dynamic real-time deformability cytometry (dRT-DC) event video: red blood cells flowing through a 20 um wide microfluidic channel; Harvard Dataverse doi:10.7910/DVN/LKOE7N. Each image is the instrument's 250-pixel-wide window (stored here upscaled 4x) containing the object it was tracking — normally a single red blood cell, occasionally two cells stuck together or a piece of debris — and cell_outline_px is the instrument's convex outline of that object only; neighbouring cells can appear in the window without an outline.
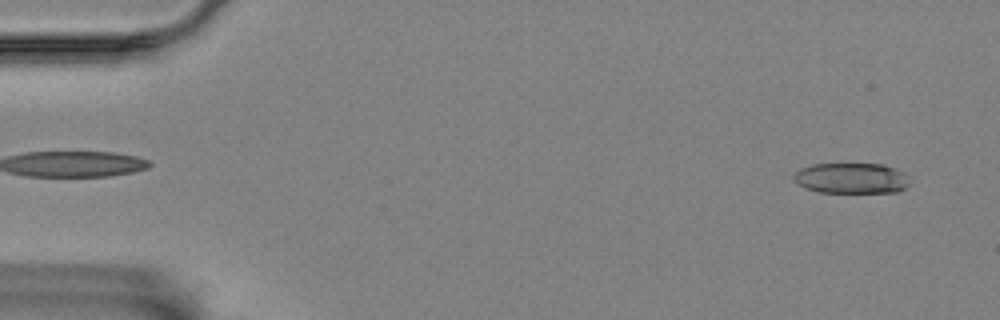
{"species": "Egyptian fruit bat (a non-hibernating species)", "species_latin": "Rousettus aegyptiacus", "temperature_condition": "room temperature", "stored_images_in_passage": 56, "camera_frame_rate_fps": 3000, "um_per_image_px": 0.085, "animal": {"sex": "female"}, "frame": {"image": 1, "passage_image": 3, "time_ms": 0.667, "image_size_px": [1000, 320], "cell_outline_px": [[908, 184], [904, 188], [896, 192], [820, 192], [804, 188], [792, 176], [800, 168], [812, 164], [884, 164], [904, 172]], "centroid_in_image_um": [72.35, 15.14], "position_along_channel_um": 12.7, "area_um2": 20.46}}
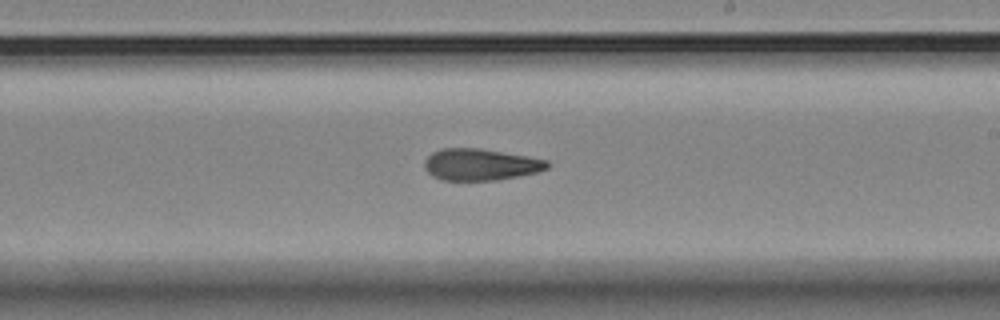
{"frame": {"image": 2, "passage_image": 33, "time_ms": 10.667, "image_size_px": [1000, 320], "cell_outline_px": [[552, 164], [548, 168], [536, 172], [520, 176], [496, 180], [440, 180], [432, 176], [424, 168], [424, 160], [432, 152], [440, 148], [480, 148], [528, 156], [548, 160]], "centroid_in_image_um": [40.84, 13.98], "position_along_channel_um": 248.2, "area_um2": 22.89}}
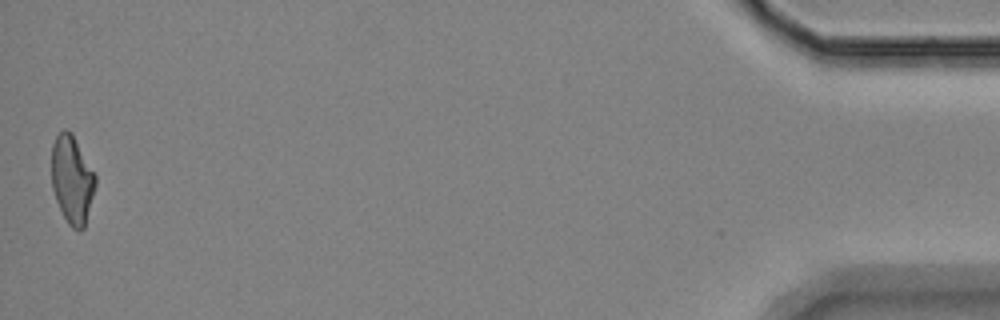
{"frame": {"image": 3, "passage_image": 56, "time_ms": 18.333, "image_size_px": [1000, 320], "cell_outline_px": [[96, 184], [84, 228], [72, 228], [68, 224], [56, 200], [52, 188], [52, 144], [56, 136], [64, 128], [72, 132], [96, 176]], "centroid_in_image_um": [6.12, 15.23], "position_along_channel_um": 429.1, "area_um2": 22.25}, "authors_computed_cell_mechanics": {"area_um2": 23.0044, "velocity_mm_per_s": 3.5206, "shape_relaxation_time_tau1_ms": null, "shape_relaxation_time_tau2_ms": 2.8501, "deformation_change_tau1": null, "deformation_change_tau2": 0.1048}}